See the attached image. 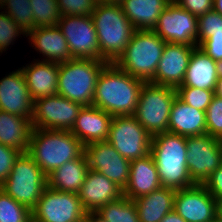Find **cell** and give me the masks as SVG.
I'll use <instances>...</instances> for the list:
<instances>
[{
  "mask_svg": "<svg viewBox=\"0 0 222 222\" xmlns=\"http://www.w3.org/2000/svg\"><path fill=\"white\" fill-rule=\"evenodd\" d=\"M144 83L115 63H107L98 76L92 106L111 116L134 115Z\"/></svg>",
  "mask_w": 222,
  "mask_h": 222,
  "instance_id": "obj_1",
  "label": "cell"
},
{
  "mask_svg": "<svg viewBox=\"0 0 222 222\" xmlns=\"http://www.w3.org/2000/svg\"><path fill=\"white\" fill-rule=\"evenodd\" d=\"M187 137L165 132L152 137L150 154L162 187L181 190L195 183L187 168Z\"/></svg>",
  "mask_w": 222,
  "mask_h": 222,
  "instance_id": "obj_2",
  "label": "cell"
},
{
  "mask_svg": "<svg viewBox=\"0 0 222 222\" xmlns=\"http://www.w3.org/2000/svg\"><path fill=\"white\" fill-rule=\"evenodd\" d=\"M27 153L48 176L64 163L80 158L84 145L70 131L33 128Z\"/></svg>",
  "mask_w": 222,
  "mask_h": 222,
  "instance_id": "obj_3",
  "label": "cell"
},
{
  "mask_svg": "<svg viewBox=\"0 0 222 222\" xmlns=\"http://www.w3.org/2000/svg\"><path fill=\"white\" fill-rule=\"evenodd\" d=\"M100 49V60L115 63L124 53L135 28L120 4L97 2L91 14Z\"/></svg>",
  "mask_w": 222,
  "mask_h": 222,
  "instance_id": "obj_4",
  "label": "cell"
},
{
  "mask_svg": "<svg viewBox=\"0 0 222 222\" xmlns=\"http://www.w3.org/2000/svg\"><path fill=\"white\" fill-rule=\"evenodd\" d=\"M106 64L104 60L79 58L59 63L57 94L91 106L98 76Z\"/></svg>",
  "mask_w": 222,
  "mask_h": 222,
  "instance_id": "obj_5",
  "label": "cell"
},
{
  "mask_svg": "<svg viewBox=\"0 0 222 222\" xmlns=\"http://www.w3.org/2000/svg\"><path fill=\"white\" fill-rule=\"evenodd\" d=\"M165 44L153 30H135L115 64L131 76L150 82L154 78Z\"/></svg>",
  "mask_w": 222,
  "mask_h": 222,
  "instance_id": "obj_6",
  "label": "cell"
},
{
  "mask_svg": "<svg viewBox=\"0 0 222 222\" xmlns=\"http://www.w3.org/2000/svg\"><path fill=\"white\" fill-rule=\"evenodd\" d=\"M46 187L47 176L27 152L19 155L9 176L0 185V189L7 195L31 210Z\"/></svg>",
  "mask_w": 222,
  "mask_h": 222,
  "instance_id": "obj_7",
  "label": "cell"
},
{
  "mask_svg": "<svg viewBox=\"0 0 222 222\" xmlns=\"http://www.w3.org/2000/svg\"><path fill=\"white\" fill-rule=\"evenodd\" d=\"M176 88L145 82L142 86L134 116L153 137L168 132Z\"/></svg>",
  "mask_w": 222,
  "mask_h": 222,
  "instance_id": "obj_8",
  "label": "cell"
},
{
  "mask_svg": "<svg viewBox=\"0 0 222 222\" xmlns=\"http://www.w3.org/2000/svg\"><path fill=\"white\" fill-rule=\"evenodd\" d=\"M152 136L134 115L113 116L107 141L128 160L150 154Z\"/></svg>",
  "mask_w": 222,
  "mask_h": 222,
  "instance_id": "obj_9",
  "label": "cell"
},
{
  "mask_svg": "<svg viewBox=\"0 0 222 222\" xmlns=\"http://www.w3.org/2000/svg\"><path fill=\"white\" fill-rule=\"evenodd\" d=\"M87 214L77 193L60 192L47 186L32 209V221L84 222Z\"/></svg>",
  "mask_w": 222,
  "mask_h": 222,
  "instance_id": "obj_10",
  "label": "cell"
},
{
  "mask_svg": "<svg viewBox=\"0 0 222 222\" xmlns=\"http://www.w3.org/2000/svg\"><path fill=\"white\" fill-rule=\"evenodd\" d=\"M83 106L59 94L34 100L32 127L71 131Z\"/></svg>",
  "mask_w": 222,
  "mask_h": 222,
  "instance_id": "obj_11",
  "label": "cell"
},
{
  "mask_svg": "<svg viewBox=\"0 0 222 222\" xmlns=\"http://www.w3.org/2000/svg\"><path fill=\"white\" fill-rule=\"evenodd\" d=\"M187 168L195 184L204 181L222 165V140L209 134L187 137Z\"/></svg>",
  "mask_w": 222,
  "mask_h": 222,
  "instance_id": "obj_12",
  "label": "cell"
},
{
  "mask_svg": "<svg viewBox=\"0 0 222 222\" xmlns=\"http://www.w3.org/2000/svg\"><path fill=\"white\" fill-rule=\"evenodd\" d=\"M153 31L166 43L197 47L198 18L172 0L160 14Z\"/></svg>",
  "mask_w": 222,
  "mask_h": 222,
  "instance_id": "obj_13",
  "label": "cell"
},
{
  "mask_svg": "<svg viewBox=\"0 0 222 222\" xmlns=\"http://www.w3.org/2000/svg\"><path fill=\"white\" fill-rule=\"evenodd\" d=\"M57 26L67 40L72 58L100 60L97 33L91 15H63Z\"/></svg>",
  "mask_w": 222,
  "mask_h": 222,
  "instance_id": "obj_14",
  "label": "cell"
},
{
  "mask_svg": "<svg viewBox=\"0 0 222 222\" xmlns=\"http://www.w3.org/2000/svg\"><path fill=\"white\" fill-rule=\"evenodd\" d=\"M84 154L88 169L103 174L124 190L129 180L130 160L121 156L108 141L84 146Z\"/></svg>",
  "mask_w": 222,
  "mask_h": 222,
  "instance_id": "obj_15",
  "label": "cell"
},
{
  "mask_svg": "<svg viewBox=\"0 0 222 222\" xmlns=\"http://www.w3.org/2000/svg\"><path fill=\"white\" fill-rule=\"evenodd\" d=\"M174 211L186 222H209L217 217L216 199L202 185L176 190Z\"/></svg>",
  "mask_w": 222,
  "mask_h": 222,
  "instance_id": "obj_16",
  "label": "cell"
},
{
  "mask_svg": "<svg viewBox=\"0 0 222 222\" xmlns=\"http://www.w3.org/2000/svg\"><path fill=\"white\" fill-rule=\"evenodd\" d=\"M194 46L166 43L158 63L153 84L177 88L182 85Z\"/></svg>",
  "mask_w": 222,
  "mask_h": 222,
  "instance_id": "obj_17",
  "label": "cell"
},
{
  "mask_svg": "<svg viewBox=\"0 0 222 222\" xmlns=\"http://www.w3.org/2000/svg\"><path fill=\"white\" fill-rule=\"evenodd\" d=\"M34 100L30 97L21 68L0 80V110L19 117L32 118Z\"/></svg>",
  "mask_w": 222,
  "mask_h": 222,
  "instance_id": "obj_18",
  "label": "cell"
},
{
  "mask_svg": "<svg viewBox=\"0 0 222 222\" xmlns=\"http://www.w3.org/2000/svg\"><path fill=\"white\" fill-rule=\"evenodd\" d=\"M77 194L84 210L92 213L119 199L123 196V190L103 174L89 169Z\"/></svg>",
  "mask_w": 222,
  "mask_h": 222,
  "instance_id": "obj_19",
  "label": "cell"
},
{
  "mask_svg": "<svg viewBox=\"0 0 222 222\" xmlns=\"http://www.w3.org/2000/svg\"><path fill=\"white\" fill-rule=\"evenodd\" d=\"M113 116L95 106H83L78 113L71 133L77 137L84 146L107 141Z\"/></svg>",
  "mask_w": 222,
  "mask_h": 222,
  "instance_id": "obj_20",
  "label": "cell"
},
{
  "mask_svg": "<svg viewBox=\"0 0 222 222\" xmlns=\"http://www.w3.org/2000/svg\"><path fill=\"white\" fill-rule=\"evenodd\" d=\"M28 36L31 46L45 57L43 61L59 64L73 59L67 40L57 25L36 27L26 35Z\"/></svg>",
  "mask_w": 222,
  "mask_h": 222,
  "instance_id": "obj_21",
  "label": "cell"
},
{
  "mask_svg": "<svg viewBox=\"0 0 222 222\" xmlns=\"http://www.w3.org/2000/svg\"><path fill=\"white\" fill-rule=\"evenodd\" d=\"M161 187L158 169L151 154L131 160L128 184L123 190L124 196L135 200Z\"/></svg>",
  "mask_w": 222,
  "mask_h": 222,
  "instance_id": "obj_22",
  "label": "cell"
},
{
  "mask_svg": "<svg viewBox=\"0 0 222 222\" xmlns=\"http://www.w3.org/2000/svg\"><path fill=\"white\" fill-rule=\"evenodd\" d=\"M33 64L21 67L30 97L36 100L57 94L59 64L36 60Z\"/></svg>",
  "mask_w": 222,
  "mask_h": 222,
  "instance_id": "obj_23",
  "label": "cell"
},
{
  "mask_svg": "<svg viewBox=\"0 0 222 222\" xmlns=\"http://www.w3.org/2000/svg\"><path fill=\"white\" fill-rule=\"evenodd\" d=\"M221 69L218 62L213 61L197 46L190 56L185 78L180 86L215 91Z\"/></svg>",
  "mask_w": 222,
  "mask_h": 222,
  "instance_id": "obj_24",
  "label": "cell"
},
{
  "mask_svg": "<svg viewBox=\"0 0 222 222\" xmlns=\"http://www.w3.org/2000/svg\"><path fill=\"white\" fill-rule=\"evenodd\" d=\"M168 132L184 137L206 134V112L193 108L176 96L171 107Z\"/></svg>",
  "mask_w": 222,
  "mask_h": 222,
  "instance_id": "obj_25",
  "label": "cell"
},
{
  "mask_svg": "<svg viewBox=\"0 0 222 222\" xmlns=\"http://www.w3.org/2000/svg\"><path fill=\"white\" fill-rule=\"evenodd\" d=\"M172 0H123V13L136 30H153L160 14Z\"/></svg>",
  "mask_w": 222,
  "mask_h": 222,
  "instance_id": "obj_26",
  "label": "cell"
},
{
  "mask_svg": "<svg viewBox=\"0 0 222 222\" xmlns=\"http://www.w3.org/2000/svg\"><path fill=\"white\" fill-rule=\"evenodd\" d=\"M85 154L68 161L47 176V186L60 192L78 193L88 172Z\"/></svg>",
  "mask_w": 222,
  "mask_h": 222,
  "instance_id": "obj_27",
  "label": "cell"
},
{
  "mask_svg": "<svg viewBox=\"0 0 222 222\" xmlns=\"http://www.w3.org/2000/svg\"><path fill=\"white\" fill-rule=\"evenodd\" d=\"M176 190L161 187L134 200L140 222H161L174 210Z\"/></svg>",
  "mask_w": 222,
  "mask_h": 222,
  "instance_id": "obj_28",
  "label": "cell"
},
{
  "mask_svg": "<svg viewBox=\"0 0 222 222\" xmlns=\"http://www.w3.org/2000/svg\"><path fill=\"white\" fill-rule=\"evenodd\" d=\"M31 118L19 117L0 110V143L27 152L31 132Z\"/></svg>",
  "mask_w": 222,
  "mask_h": 222,
  "instance_id": "obj_29",
  "label": "cell"
},
{
  "mask_svg": "<svg viewBox=\"0 0 222 222\" xmlns=\"http://www.w3.org/2000/svg\"><path fill=\"white\" fill-rule=\"evenodd\" d=\"M97 213L108 222H140L134 200L124 195L105 204Z\"/></svg>",
  "mask_w": 222,
  "mask_h": 222,
  "instance_id": "obj_30",
  "label": "cell"
},
{
  "mask_svg": "<svg viewBox=\"0 0 222 222\" xmlns=\"http://www.w3.org/2000/svg\"><path fill=\"white\" fill-rule=\"evenodd\" d=\"M33 10V29L56 26L61 14L57 0H30Z\"/></svg>",
  "mask_w": 222,
  "mask_h": 222,
  "instance_id": "obj_31",
  "label": "cell"
},
{
  "mask_svg": "<svg viewBox=\"0 0 222 222\" xmlns=\"http://www.w3.org/2000/svg\"><path fill=\"white\" fill-rule=\"evenodd\" d=\"M32 210L0 189V222H31Z\"/></svg>",
  "mask_w": 222,
  "mask_h": 222,
  "instance_id": "obj_32",
  "label": "cell"
},
{
  "mask_svg": "<svg viewBox=\"0 0 222 222\" xmlns=\"http://www.w3.org/2000/svg\"><path fill=\"white\" fill-rule=\"evenodd\" d=\"M1 8L26 35L33 29V10L30 0H7Z\"/></svg>",
  "mask_w": 222,
  "mask_h": 222,
  "instance_id": "obj_33",
  "label": "cell"
},
{
  "mask_svg": "<svg viewBox=\"0 0 222 222\" xmlns=\"http://www.w3.org/2000/svg\"><path fill=\"white\" fill-rule=\"evenodd\" d=\"M177 97L195 109L205 111L215 96V91L189 86H178Z\"/></svg>",
  "mask_w": 222,
  "mask_h": 222,
  "instance_id": "obj_34",
  "label": "cell"
},
{
  "mask_svg": "<svg viewBox=\"0 0 222 222\" xmlns=\"http://www.w3.org/2000/svg\"><path fill=\"white\" fill-rule=\"evenodd\" d=\"M213 34H222V15L215 10L198 17L197 46Z\"/></svg>",
  "mask_w": 222,
  "mask_h": 222,
  "instance_id": "obj_35",
  "label": "cell"
},
{
  "mask_svg": "<svg viewBox=\"0 0 222 222\" xmlns=\"http://www.w3.org/2000/svg\"><path fill=\"white\" fill-rule=\"evenodd\" d=\"M21 34L26 36V33L22 31L5 11L0 12V53L8 50L9 45L11 43L13 45V41Z\"/></svg>",
  "mask_w": 222,
  "mask_h": 222,
  "instance_id": "obj_36",
  "label": "cell"
},
{
  "mask_svg": "<svg viewBox=\"0 0 222 222\" xmlns=\"http://www.w3.org/2000/svg\"><path fill=\"white\" fill-rule=\"evenodd\" d=\"M207 134L222 140V98L213 97L206 110Z\"/></svg>",
  "mask_w": 222,
  "mask_h": 222,
  "instance_id": "obj_37",
  "label": "cell"
},
{
  "mask_svg": "<svg viewBox=\"0 0 222 222\" xmlns=\"http://www.w3.org/2000/svg\"><path fill=\"white\" fill-rule=\"evenodd\" d=\"M61 16H89L93 13L98 0H57Z\"/></svg>",
  "mask_w": 222,
  "mask_h": 222,
  "instance_id": "obj_38",
  "label": "cell"
},
{
  "mask_svg": "<svg viewBox=\"0 0 222 222\" xmlns=\"http://www.w3.org/2000/svg\"><path fill=\"white\" fill-rule=\"evenodd\" d=\"M22 152L0 143V185L7 179L11 169Z\"/></svg>",
  "mask_w": 222,
  "mask_h": 222,
  "instance_id": "obj_39",
  "label": "cell"
},
{
  "mask_svg": "<svg viewBox=\"0 0 222 222\" xmlns=\"http://www.w3.org/2000/svg\"><path fill=\"white\" fill-rule=\"evenodd\" d=\"M198 47L222 66V34H213Z\"/></svg>",
  "mask_w": 222,
  "mask_h": 222,
  "instance_id": "obj_40",
  "label": "cell"
},
{
  "mask_svg": "<svg viewBox=\"0 0 222 222\" xmlns=\"http://www.w3.org/2000/svg\"><path fill=\"white\" fill-rule=\"evenodd\" d=\"M181 8L197 18L213 10L214 0H174Z\"/></svg>",
  "mask_w": 222,
  "mask_h": 222,
  "instance_id": "obj_41",
  "label": "cell"
},
{
  "mask_svg": "<svg viewBox=\"0 0 222 222\" xmlns=\"http://www.w3.org/2000/svg\"><path fill=\"white\" fill-rule=\"evenodd\" d=\"M202 185L215 199L222 197V165L217 168Z\"/></svg>",
  "mask_w": 222,
  "mask_h": 222,
  "instance_id": "obj_42",
  "label": "cell"
},
{
  "mask_svg": "<svg viewBox=\"0 0 222 222\" xmlns=\"http://www.w3.org/2000/svg\"><path fill=\"white\" fill-rule=\"evenodd\" d=\"M161 222H186L180 215H178L174 210L169 212Z\"/></svg>",
  "mask_w": 222,
  "mask_h": 222,
  "instance_id": "obj_43",
  "label": "cell"
},
{
  "mask_svg": "<svg viewBox=\"0 0 222 222\" xmlns=\"http://www.w3.org/2000/svg\"><path fill=\"white\" fill-rule=\"evenodd\" d=\"M86 222H108L103 219L97 212L88 213L86 215Z\"/></svg>",
  "mask_w": 222,
  "mask_h": 222,
  "instance_id": "obj_44",
  "label": "cell"
},
{
  "mask_svg": "<svg viewBox=\"0 0 222 222\" xmlns=\"http://www.w3.org/2000/svg\"><path fill=\"white\" fill-rule=\"evenodd\" d=\"M215 95L219 98H222V69L219 73V77H218V80H217Z\"/></svg>",
  "mask_w": 222,
  "mask_h": 222,
  "instance_id": "obj_45",
  "label": "cell"
},
{
  "mask_svg": "<svg viewBox=\"0 0 222 222\" xmlns=\"http://www.w3.org/2000/svg\"><path fill=\"white\" fill-rule=\"evenodd\" d=\"M217 217L222 219V197L216 199Z\"/></svg>",
  "mask_w": 222,
  "mask_h": 222,
  "instance_id": "obj_46",
  "label": "cell"
},
{
  "mask_svg": "<svg viewBox=\"0 0 222 222\" xmlns=\"http://www.w3.org/2000/svg\"><path fill=\"white\" fill-rule=\"evenodd\" d=\"M213 10L222 15V0H214Z\"/></svg>",
  "mask_w": 222,
  "mask_h": 222,
  "instance_id": "obj_47",
  "label": "cell"
},
{
  "mask_svg": "<svg viewBox=\"0 0 222 222\" xmlns=\"http://www.w3.org/2000/svg\"><path fill=\"white\" fill-rule=\"evenodd\" d=\"M102 3L120 4L123 0H98Z\"/></svg>",
  "mask_w": 222,
  "mask_h": 222,
  "instance_id": "obj_48",
  "label": "cell"
},
{
  "mask_svg": "<svg viewBox=\"0 0 222 222\" xmlns=\"http://www.w3.org/2000/svg\"><path fill=\"white\" fill-rule=\"evenodd\" d=\"M209 222H222V219L216 217L215 219L209 221Z\"/></svg>",
  "mask_w": 222,
  "mask_h": 222,
  "instance_id": "obj_49",
  "label": "cell"
},
{
  "mask_svg": "<svg viewBox=\"0 0 222 222\" xmlns=\"http://www.w3.org/2000/svg\"><path fill=\"white\" fill-rule=\"evenodd\" d=\"M7 0H0V10H1V7L6 3Z\"/></svg>",
  "mask_w": 222,
  "mask_h": 222,
  "instance_id": "obj_50",
  "label": "cell"
}]
</instances>
